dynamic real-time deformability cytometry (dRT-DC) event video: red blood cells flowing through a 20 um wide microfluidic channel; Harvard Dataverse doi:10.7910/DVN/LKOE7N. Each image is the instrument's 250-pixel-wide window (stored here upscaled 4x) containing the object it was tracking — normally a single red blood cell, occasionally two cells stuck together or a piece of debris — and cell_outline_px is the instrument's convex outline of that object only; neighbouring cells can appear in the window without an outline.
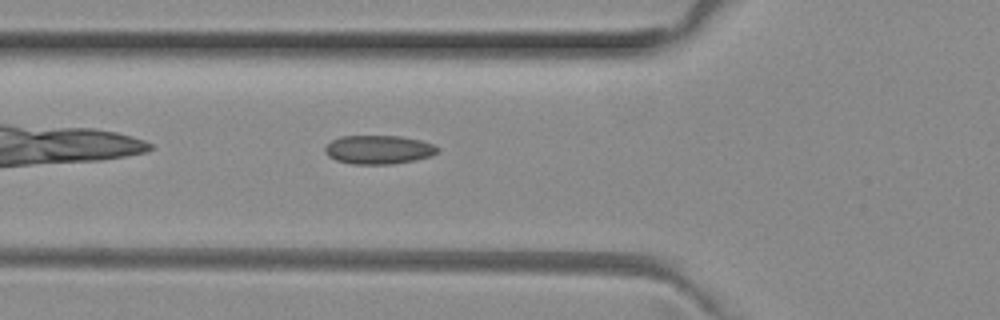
{"species": "common noctule bat (a hibernating species)", "species_latin": "Nyctalus noctula", "temperature_condition": "room temperature", "stored_images_in_passage": 35, "camera_frame_rate_fps": 3000, "um_per_image_px": 0.085, "animal": {"sex": "female", "body_mass_g": 29.2, "forearm_length_mm": 56.3}, "frame": {"image": 1, "passage_image": 4, "time_ms": 1.0, "image_size_px": [1000, 320], "cell_outline_px": [[440, 148], [436, 152], [428, 156], [412, 160], [392, 164], [352, 164], [336, 160], [328, 156], [324, 152], [324, 148], [332, 140], [340, 136], [400, 136], [420, 140], [432, 144]], "centroid_in_image_um": [32.13, 12.71], "position_along_channel_um": 93.7, "area_um2": 18.67}}
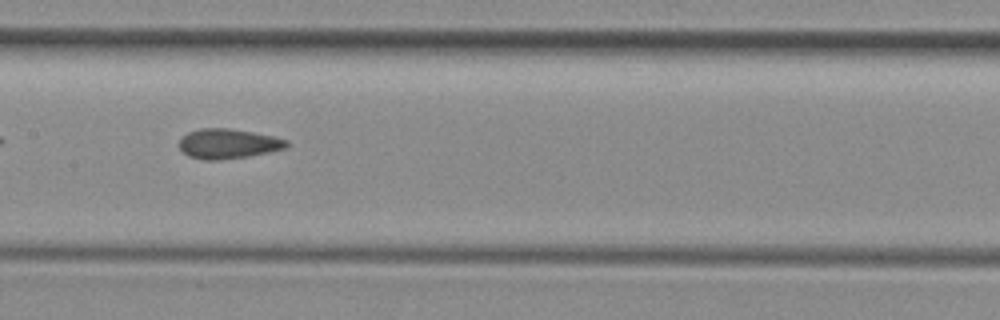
{"frame": {"image": 2, "passage_image": 11, "time_ms": 3.333, "image_size_px": [1000, 320], "cell_outline_px": [[288, 148], [248, 156], [220, 160], [204, 160], [188, 156], [180, 148], [180, 140], [188, 132], [200, 128], [228, 128], [252, 132], [272, 136], [288, 140]], "centroid_in_image_um": [19.4, 12.22], "position_along_channel_um": 188.0, "area_um2": 18.55}}
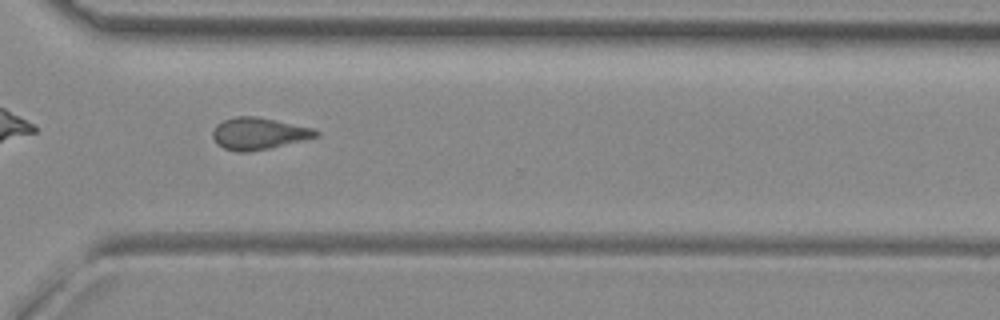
{"frame": {"image": 3, "passage_image": 23, "time_ms": 7.333, "image_size_px": [1000, 320], "cell_outline_px": [[320, 136], [304, 140], [268, 148], [248, 152], [236, 152], [224, 148], [216, 144], [212, 136], [212, 132], [216, 124], [224, 120], [236, 116], [256, 116], [312, 128], [320, 132]], "centroid_in_image_um": [21.96, 11.35], "position_along_channel_um": 348.6, "area_um2": 19.13}, "authors_computed_cell_mechanics": {"area_um2": 19.0162, "velocity_mm_per_s": 4.026, "shape_relaxation_time_tau1_ms": null, "shape_relaxation_time_tau2_ms": 2.4067, "deformation_change_tau1": null, "deformation_change_tau2": 0.0833}}